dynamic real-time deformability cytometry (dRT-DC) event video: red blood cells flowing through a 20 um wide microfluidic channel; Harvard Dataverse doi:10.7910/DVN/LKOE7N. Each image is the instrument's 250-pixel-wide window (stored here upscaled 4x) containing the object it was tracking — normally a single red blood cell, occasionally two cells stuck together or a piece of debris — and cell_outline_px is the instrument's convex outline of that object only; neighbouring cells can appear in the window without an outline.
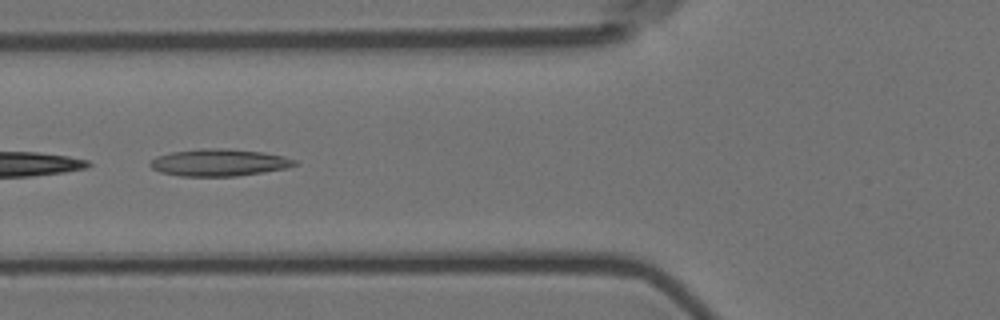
{"species": "Egyptian fruit bat (a non-hibernating species)", "species_latin": "Rousettus aegyptiacus", "temperature_condition": "room temperature", "stored_images_in_passage": 9, "camera_frame_rate_fps": 3000, "um_per_image_px": 0.085, "animal": {"sex": "female"}, "frame": {"image": 1, "passage_image": 4, "time_ms": 1.0, "image_size_px": [1000, 320], "cell_outline_px": [[296, 164], [288, 168], [264, 172], [236, 176], [180, 176], [160, 172], [152, 168], [148, 164], [156, 156], [172, 152], [200, 148], [228, 148], [264, 152], [284, 156], [296, 160]], "centroid_in_image_um": [18.62, 13.81], "position_along_channel_um": 107.2, "area_um2": 22.95}}
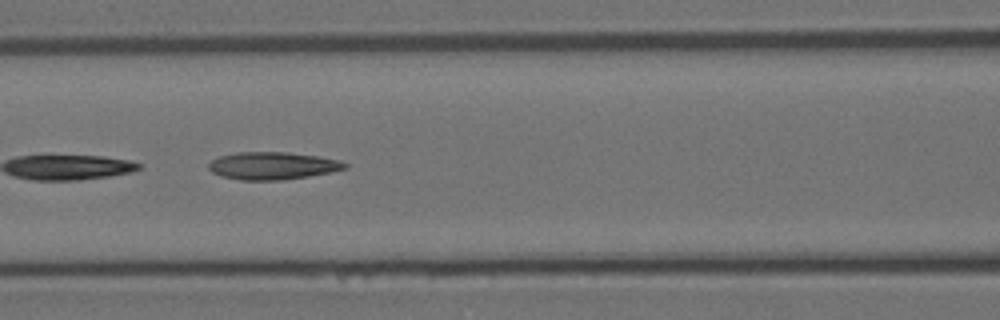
{"frame": {"image": 2, "passage_image": 7, "time_ms": 2.0, "image_size_px": [1000, 320], "cell_outline_px": [[348, 168], [308, 176], [284, 180], [240, 180], [220, 176], [212, 172], [208, 168], [208, 164], [212, 160], [220, 156], [236, 152], [288, 152], [320, 156], [340, 160], [348, 164]], "centroid_in_image_um": [23.17, 14.08], "position_along_channel_um": 143.4, "area_um2": 21.96}}